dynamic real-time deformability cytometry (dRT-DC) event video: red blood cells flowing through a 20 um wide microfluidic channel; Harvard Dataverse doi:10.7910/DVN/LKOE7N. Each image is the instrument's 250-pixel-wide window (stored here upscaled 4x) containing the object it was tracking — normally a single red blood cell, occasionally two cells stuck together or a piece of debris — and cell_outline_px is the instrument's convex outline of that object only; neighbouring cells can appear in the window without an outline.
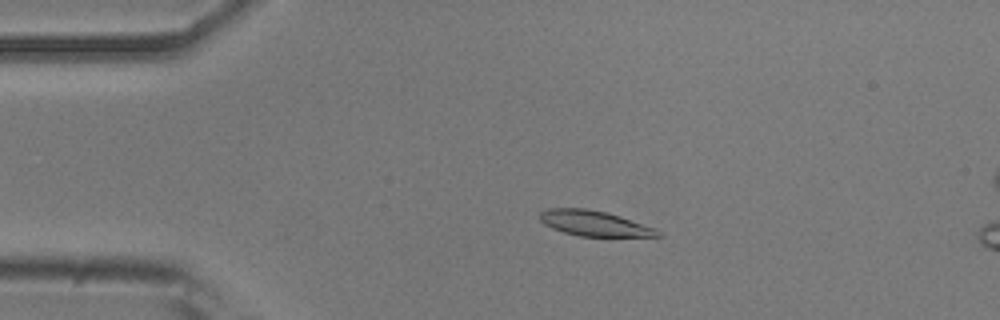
{"species": "common noctule bat (a hibernating species)", "species_latin": "Nyctalus noctula", "temperature_condition": "room temperature", "stored_images_in_passage": 53, "camera_frame_rate_fps": 3000, "um_per_image_px": 0.085, "animal": {"sex": "male", "body_mass_g": 20.5, "forearm_length_mm": 52.5}, "frame": {"image": 1, "passage_image": 11, "time_ms": 3.333, "image_size_px": [1000, 320], "cell_outline_px": [[664, 236], [580, 236], [564, 232], [552, 228], [544, 224], [540, 220], [540, 212], [548, 208], [584, 208], [604, 212], [620, 216], [656, 228]], "centroid_in_image_um": [50.51, 18.98], "position_along_channel_um": 34.5, "area_um2": 17.22}}
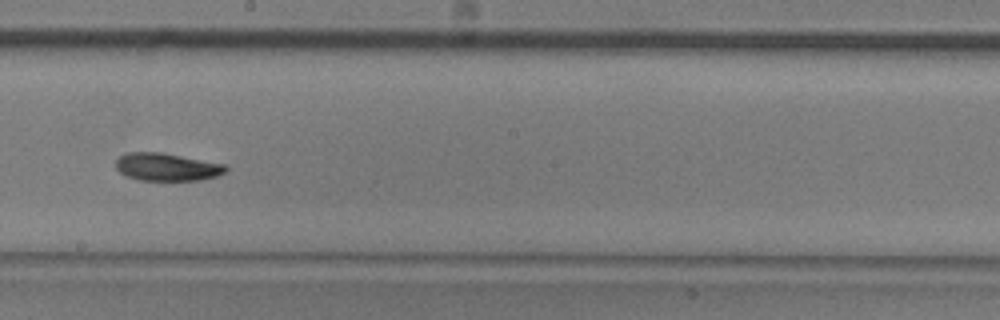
{"frame": {"image": 2, "passage_image": 30, "time_ms": 9.667, "image_size_px": [1000, 320], "cell_outline_px": [[228, 168], [224, 172], [216, 176], [200, 180], [140, 180], [124, 176], [116, 168], [116, 160], [120, 156], [128, 152], [160, 152], [224, 164]], "centroid_in_image_um": [14.14, 14.19], "position_along_channel_um": 234.1, "area_um2": 17.63}}
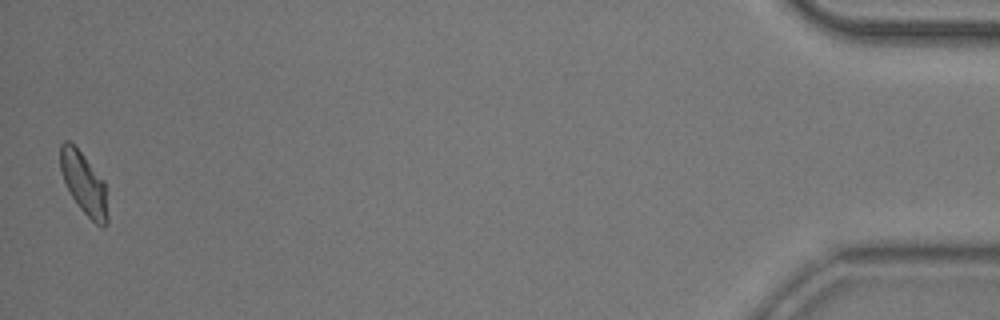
{"frame": {"image": 3, "passage_image": 53, "time_ms": 17.333, "image_size_px": [1000, 320], "cell_outline_px": [[108, 224], [104, 228], [100, 228], [80, 208], [72, 196], [64, 180], [60, 168], [60, 144], [64, 140], [68, 140], [84, 156], [104, 180], [108, 216]], "centroid_in_image_um": [7.15, 15.62], "position_along_channel_um": 428.0, "area_um2": 16.94}, "authors_computed_cell_mechanics": {"area_um2": 17.8602, "velocity_mm_per_s": 3.7546, "shape_relaxation_time_tau1_ms": 5.2237, "shape_relaxation_time_tau2_ms": null, "deformation_change_tau1": 0.1373, "deformation_change_tau2": null}}